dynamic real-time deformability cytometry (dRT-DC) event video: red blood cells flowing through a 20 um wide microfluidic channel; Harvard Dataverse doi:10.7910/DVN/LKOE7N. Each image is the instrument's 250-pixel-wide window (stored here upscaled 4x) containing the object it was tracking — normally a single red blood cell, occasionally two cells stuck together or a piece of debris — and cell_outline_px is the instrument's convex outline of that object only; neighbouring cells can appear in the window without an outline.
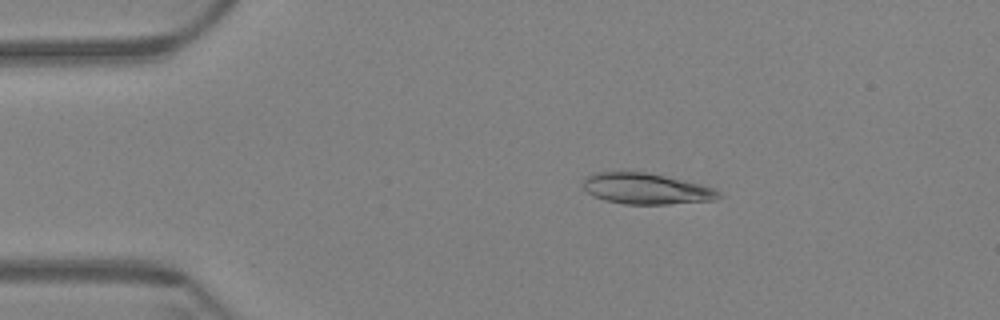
{"species": "Egyptian fruit bat (a non-hibernating species)", "species_latin": "Rousettus aegyptiacus", "temperature_condition": "warm", "stored_images_in_passage": 61, "camera_frame_rate_fps": 3000, "um_per_image_px": 0.085, "animal": {"sex": "female"}, "frame": {"image": 1, "passage_image": 12, "time_ms": 3.667, "image_size_px": [1000, 320], "cell_outline_px": [[724, 196], [716, 200], [668, 204], [624, 204], [604, 200], [592, 196], [584, 188], [584, 180], [592, 172], [644, 172], [664, 176], [712, 188], [720, 192]], "centroid_in_image_um": [54.9, 16.06], "position_along_channel_um": 30.1, "area_um2": 24.16}}
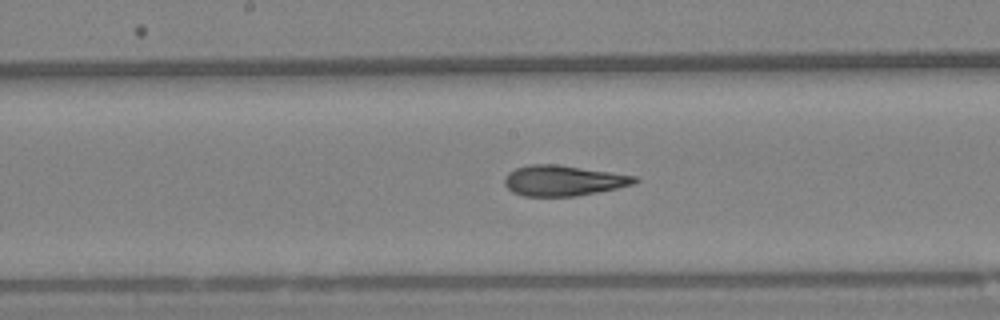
{"frame": {"image": 2, "passage_image": 32, "time_ms": 10.333, "image_size_px": [1000, 320], "cell_outline_px": [[640, 180], [632, 184], [616, 188], [576, 196], [524, 196], [512, 192], [504, 184], [504, 176], [508, 172], [516, 168], [528, 164], [556, 164], [612, 172], [636, 176]], "centroid_in_image_um": [47.84, 15.34], "position_along_channel_um": 200.4, "area_um2": 23.12}}
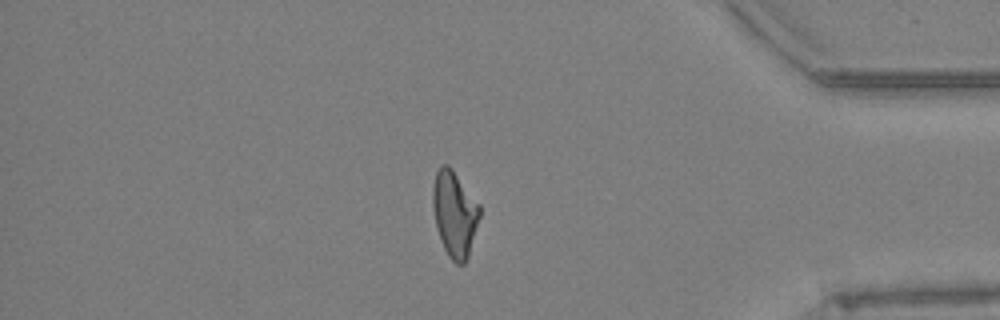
{"frame": {"image": 3, "passage_image": 52, "time_ms": 17.0, "image_size_px": [1000, 320], "cell_outline_px": [[480, 216], [468, 256], [464, 264], [456, 264], [448, 256], [444, 248], [436, 224], [432, 204], [432, 188], [436, 172], [440, 164], [448, 164], [452, 168], [480, 204]], "centroid_in_image_um": [38.64, 18.13], "position_along_channel_um": 396.6, "area_um2": 23.41}, "authors_computed_cell_mechanics": {"area_um2": 23.6402, "velocity_mm_per_s": 3.4041, "shape_relaxation_time_tau1_ms": null, "shape_relaxation_time_tau2_ms": 2.8125, "deformation_change_tau1": null, "deformation_change_tau2": 0.1096}}